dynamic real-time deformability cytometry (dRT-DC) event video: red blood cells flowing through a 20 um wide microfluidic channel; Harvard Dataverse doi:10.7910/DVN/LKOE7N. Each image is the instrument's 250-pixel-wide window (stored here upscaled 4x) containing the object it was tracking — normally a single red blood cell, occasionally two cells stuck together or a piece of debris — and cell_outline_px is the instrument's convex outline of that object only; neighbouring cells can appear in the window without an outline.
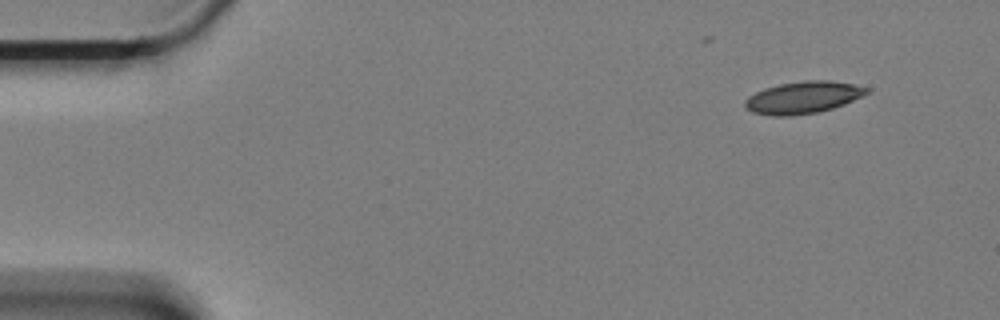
{"species": "Egyptian fruit bat (a non-hibernating species)", "species_latin": "Rousettus aegyptiacus", "temperature_condition": "cold", "stored_images_in_passage": 13, "camera_frame_rate_fps": 3000, "um_per_image_px": 0.085, "animal": {"sex": "female"}, "frame": {"image": 1, "passage_image": 1, "time_ms": 0.0, "image_size_px": [1000, 320], "cell_outline_px": [[868, 92], [844, 104], [832, 108], [816, 112], [788, 116], [772, 116], [752, 112], [744, 104], [744, 100], [748, 96], [764, 88], [780, 84], [808, 80], [828, 80], [856, 84], [868, 88]], "centroid_in_image_um": [68.23, 8.28], "position_along_channel_um": 16.8, "area_um2": 22.48}}
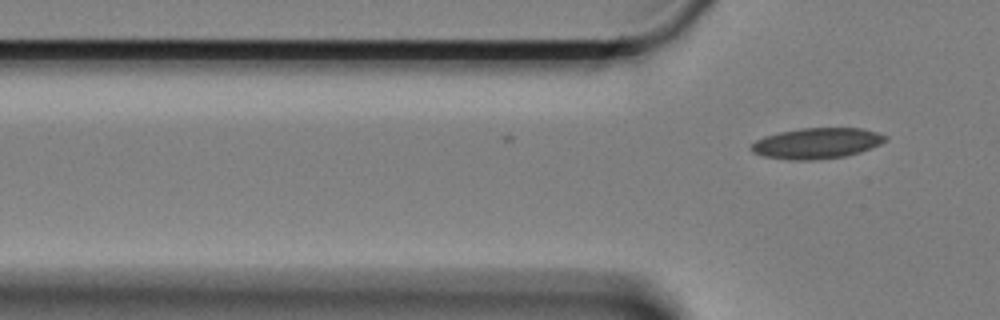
{"frame": {"image": 2, "passage_image": 13, "time_ms": 4.0, "image_size_px": [1000, 320], "cell_outline_px": [[888, 136], [880, 144], [860, 152], [844, 156], [812, 160], [788, 160], [764, 156], [752, 152], [748, 148], [756, 140], [764, 136], [780, 132], [800, 128], [864, 128]], "centroid_in_image_um": [69.39, 12.17], "position_along_channel_um": 56.4, "area_um2": 23.99}}